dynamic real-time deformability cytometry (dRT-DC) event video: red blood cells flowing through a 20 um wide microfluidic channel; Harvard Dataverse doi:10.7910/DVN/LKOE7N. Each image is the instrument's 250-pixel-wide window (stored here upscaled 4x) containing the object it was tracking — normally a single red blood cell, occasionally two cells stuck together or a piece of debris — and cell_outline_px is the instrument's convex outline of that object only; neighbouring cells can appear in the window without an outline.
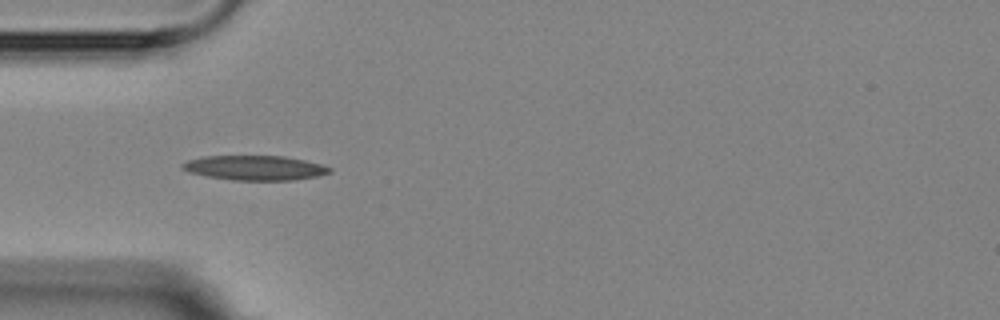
{"species": "Egyptian fruit bat (a non-hibernating species)", "species_latin": "Rousettus aegyptiacus", "temperature_condition": "room temperature", "stored_images_in_passage": 6, "camera_frame_rate_fps": 3000, "um_per_image_px": 0.085, "animal": {"sex": "female"}, "frame": {"image": 1, "passage_image": 5, "time_ms": 4.667, "image_size_px": [1000, 320], "cell_outline_px": [[332, 172], [320, 176], [292, 180], [232, 180], [208, 176], [188, 172], [180, 168], [180, 164], [188, 160], [204, 156], [284, 156], [304, 160], [320, 164], [332, 168]], "centroid_in_image_um": [21.66, 14.27], "position_along_channel_um": 63.3, "area_um2": 21.21}}
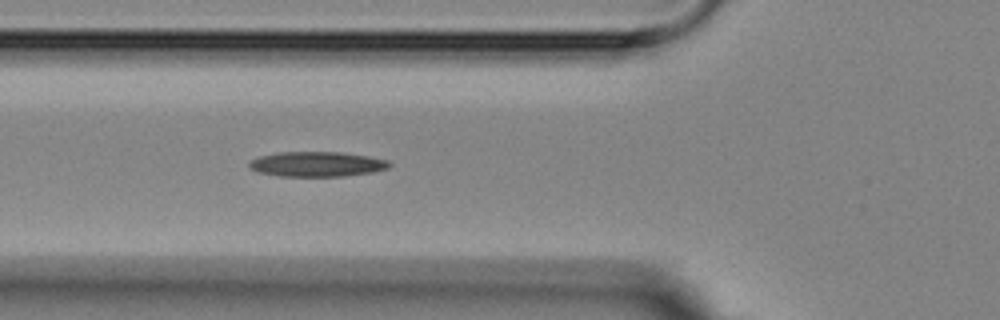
{"frame": {"image": 2, "passage_image": 6, "time_ms": 5.667, "image_size_px": [1000, 320], "cell_outline_px": [[392, 164], [388, 168], [372, 172], [344, 176], [280, 176], [260, 172], [248, 168], [248, 164], [252, 160], [260, 156], [276, 152], [340, 152], [368, 156], [388, 160]], "centroid_in_image_um": [26.94, 13.95], "position_along_channel_um": 98.9, "area_um2": 20.35}}